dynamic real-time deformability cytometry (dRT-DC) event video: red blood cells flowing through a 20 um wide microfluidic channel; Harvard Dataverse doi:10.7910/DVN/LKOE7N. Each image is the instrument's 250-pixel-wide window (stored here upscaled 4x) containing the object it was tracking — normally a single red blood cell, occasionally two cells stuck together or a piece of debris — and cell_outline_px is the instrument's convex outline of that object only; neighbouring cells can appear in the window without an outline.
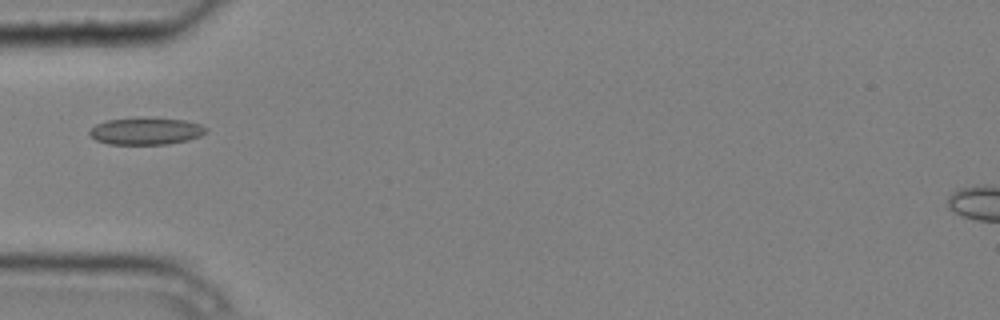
{"species": "common noctule bat (a hibernating species)", "species_latin": "Nyctalus noctula", "temperature_condition": "cold", "stored_images_in_passage": 6, "camera_frame_rate_fps": 3000, "um_per_image_px": 0.085, "animal": {"sex": "male", "body_mass_g": 20.4}, "frame": {"image": 1, "passage_image": 3, "time_ms": 0.667, "image_size_px": [1000, 320], "cell_outline_px": [[208, 132], [200, 136], [188, 140], [168, 144], [108, 144], [96, 140], [88, 132], [96, 124], [108, 120], [140, 116], [184, 120], [200, 124], [208, 128]], "centroid_in_image_um": [12.43, 11.13], "position_along_channel_um": 72.6, "area_um2": 18.67}}
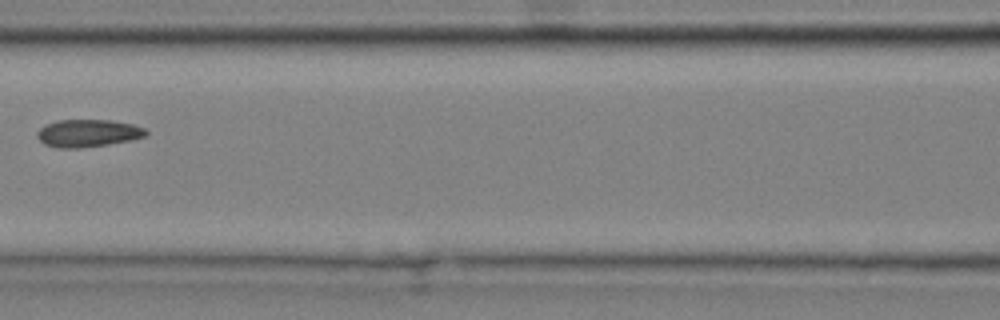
{"frame": {"image": 2, "passage_image": 5, "time_ms": 1.333, "image_size_px": [1000, 320], "cell_outline_px": [[148, 132], [144, 136], [128, 140], [108, 144], [80, 148], [56, 148], [44, 144], [36, 136], [36, 132], [44, 124], [56, 120], [112, 120], [132, 124], [144, 128]], "centroid_in_image_um": [7.41, 11.31], "position_along_channel_um": 159.2, "area_um2": 17.46}}
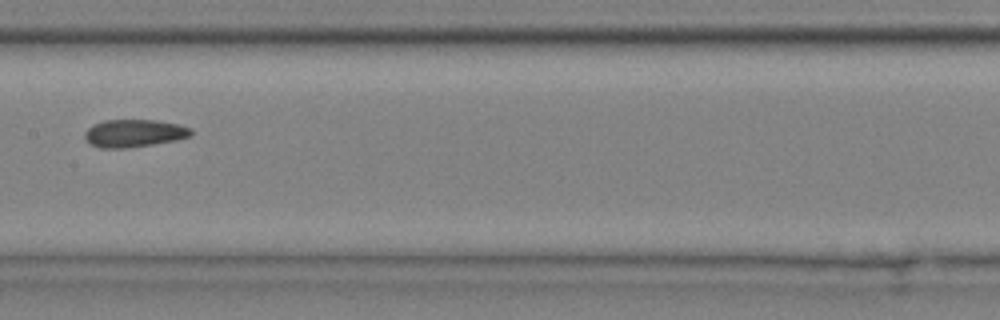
{"frame": {"image": 3, "passage_image": 6, "time_ms": 1.667, "image_size_px": [1000, 320], "cell_outline_px": [[192, 136], [176, 140], [128, 148], [100, 148], [88, 144], [84, 140], [84, 132], [92, 124], [104, 120], [156, 120], [180, 124], [192, 128]], "centroid_in_image_um": [11.37, 11.32], "position_along_channel_um": 196.0, "area_um2": 17.46}}